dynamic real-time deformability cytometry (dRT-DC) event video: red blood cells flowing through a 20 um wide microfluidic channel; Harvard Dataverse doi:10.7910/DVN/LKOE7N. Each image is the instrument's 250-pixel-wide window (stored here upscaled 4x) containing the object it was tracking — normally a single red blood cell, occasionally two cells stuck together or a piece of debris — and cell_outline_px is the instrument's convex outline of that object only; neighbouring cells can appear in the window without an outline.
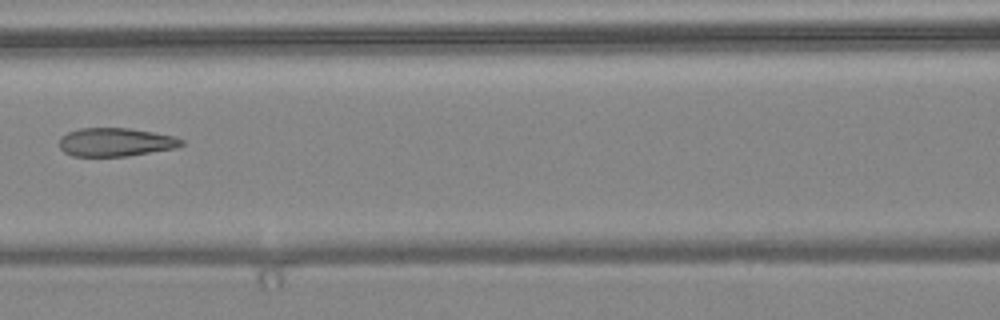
{"species": "common noctule bat (a hibernating species)", "species_latin": "Nyctalus noctula", "temperature_condition": "warm", "stored_images_in_passage": 8, "camera_frame_rate_fps": 3000, "um_per_image_px": 0.085, "animal": {"sex": "female", "body_mass_g": 24.6, "forearm_length_mm": 56.2}, "frame": {"image": 1, "passage_image": 7, "time_ms": 2.0, "image_size_px": [1000, 320], "cell_outline_px": [[184, 144], [176, 148], [128, 156], [72, 156], [64, 152], [60, 148], [60, 136], [68, 132], [80, 128], [128, 128], [176, 136], [184, 140]], "centroid_in_image_um": [9.84, 12.08], "position_along_channel_um": 156.8, "area_um2": 20.35}}
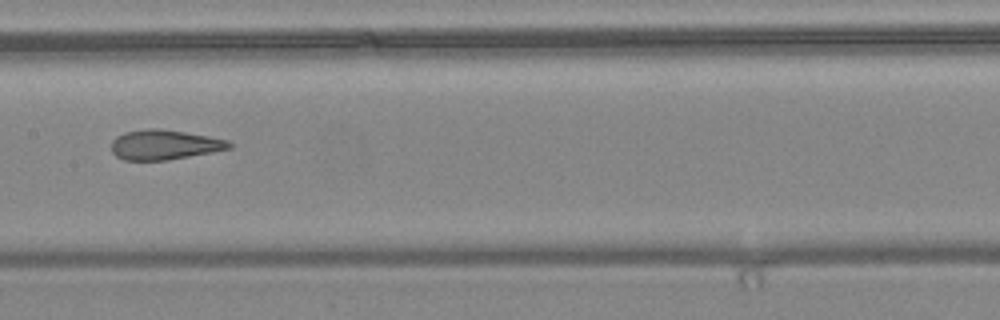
{"frame": {"image": 2, "passage_image": 8, "time_ms": 2.333, "image_size_px": [1000, 320], "cell_outline_px": [[232, 148], [212, 152], [168, 160], [124, 160], [116, 156], [112, 152], [112, 140], [116, 136], [124, 132], [148, 128], [160, 128], [208, 136], [228, 140], [232, 144]], "centroid_in_image_um": [13.96, 12.3], "position_along_channel_um": 193.4, "area_um2": 20.52}}